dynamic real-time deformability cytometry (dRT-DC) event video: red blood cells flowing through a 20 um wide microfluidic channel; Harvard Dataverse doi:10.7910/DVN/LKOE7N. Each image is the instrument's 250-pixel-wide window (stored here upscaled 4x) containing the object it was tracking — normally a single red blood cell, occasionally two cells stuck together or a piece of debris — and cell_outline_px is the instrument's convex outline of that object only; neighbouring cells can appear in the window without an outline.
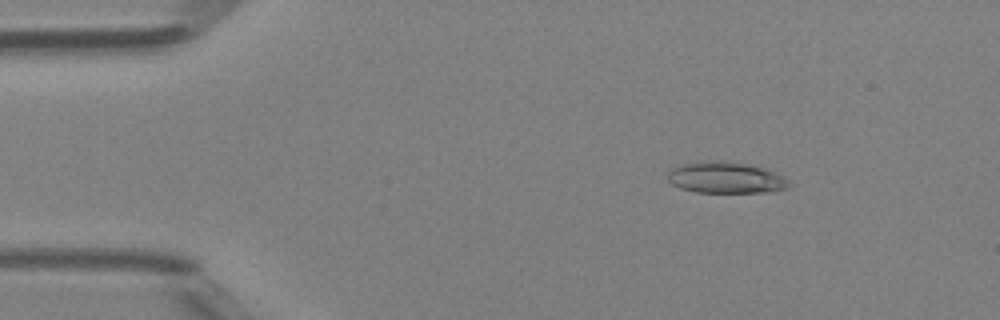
{"species": "Egyptian fruit bat (a non-hibernating species)", "species_latin": "Rousettus aegyptiacus", "temperature_condition": "room temperature", "stored_images_in_passage": 49, "camera_frame_rate_fps": 3000, "um_per_image_px": 0.085, "animal": {"sex": "female"}, "frame": {"image": 1, "passage_image": 8, "time_ms": 2.333, "image_size_px": [1000, 320], "cell_outline_px": [[792, 184], [788, 188], [772, 192], [696, 192], [680, 188], [672, 184], [668, 180], [668, 172], [672, 168], [680, 164], [700, 160], [728, 160], [752, 164], [764, 168], [788, 180]], "centroid_in_image_um": [61.67, 15.08], "position_along_channel_um": 23.3, "area_um2": 22.54}}
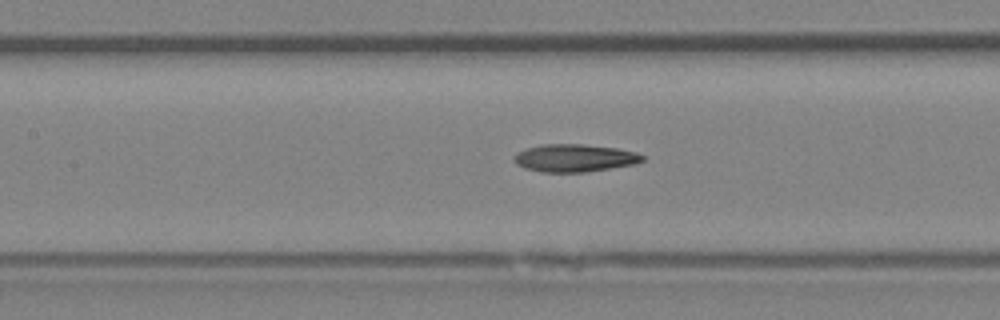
{"frame": {"image": 2, "passage_image": 23, "time_ms": 7.333, "image_size_px": [1000, 320], "cell_outline_px": [[644, 160], [636, 164], [584, 172], [540, 172], [524, 168], [516, 164], [512, 160], [512, 156], [516, 152], [528, 148], [544, 144], [580, 144], [616, 148], [636, 152], [644, 156]], "centroid_in_image_um": [48.8, 13.43], "position_along_channel_um": 158.6, "area_um2": 20.75}}
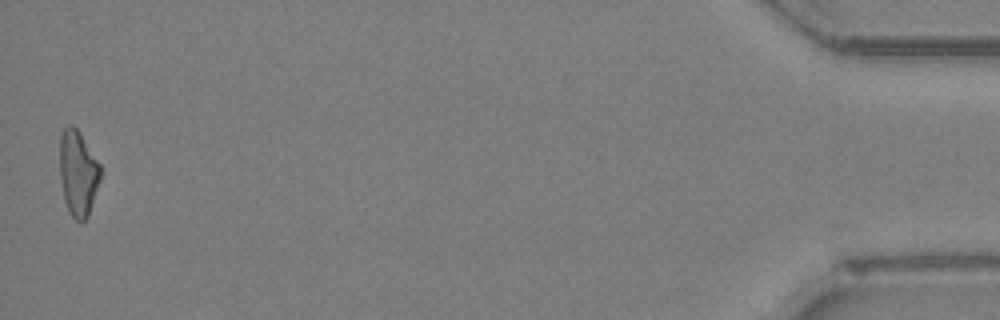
{"frame": {"image": 3, "passage_image": 49, "time_ms": 16.0, "image_size_px": [1000, 320], "cell_outline_px": [[100, 180], [88, 216], [84, 220], [76, 220], [68, 212], [64, 200], [60, 176], [60, 136], [64, 128], [68, 124], [72, 124], [80, 132], [100, 164]], "centroid_in_image_um": [6.62, 14.69], "position_along_channel_um": 428.6, "area_um2": 20.23}, "authors_computed_cell_mechanics": {"area_um2": 20.7502, "velocity_mm_per_s": 4.2289, "shape_relaxation_time_tau1_ms": 4.9549, "shape_relaxation_time_tau2_ms": 4.9935, "deformation_change_tau1": 0.1706, "deformation_change_tau2": 0.1637}}